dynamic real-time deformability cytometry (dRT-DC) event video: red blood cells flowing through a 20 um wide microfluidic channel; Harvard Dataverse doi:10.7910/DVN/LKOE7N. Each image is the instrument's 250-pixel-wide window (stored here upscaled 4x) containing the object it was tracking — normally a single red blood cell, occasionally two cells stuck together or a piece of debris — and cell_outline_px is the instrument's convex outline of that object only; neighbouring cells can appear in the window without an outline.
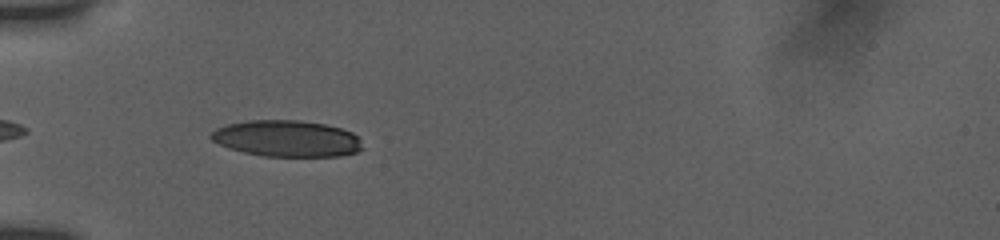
{"species": "human", "species_latin": "Homo sapiens", "temperature_condition": "room temperature", "stored_images_in_passage": 23, "camera_frame_rate_fps": 3000, "um_per_image_px": 0.085, "donor": {"sex": "female"}, "frame": {"image": 1, "passage_image": 2, "time_ms": 0.333, "image_size_px": [1000, 240], "cell_outline_px": [[364, 148], [356, 152], [340, 156], [264, 156], [244, 152], [228, 148], [212, 140], [208, 136], [216, 128], [228, 124], [248, 120], [300, 120], [324, 124], [340, 128], [352, 132], [360, 140]], "centroid_in_image_um": [24.37, 11.77], "position_along_channel_um": 60.6, "area_um2": 32.08}}
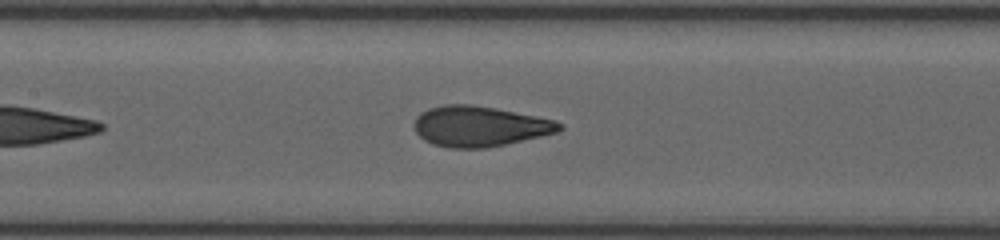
{"frame": {"image": 2, "passage_image": 10, "time_ms": 3.333, "image_size_px": [1000, 240], "cell_outline_px": [[564, 128], [556, 132], [540, 136], [488, 148], [448, 148], [432, 144], [424, 140], [416, 132], [412, 124], [416, 116], [420, 112], [428, 108], [444, 104], [472, 104], [496, 108], [556, 120], [564, 124]], "centroid_in_image_um": [40.73, 10.73], "position_along_channel_um": 166.7, "area_um2": 34.51}}
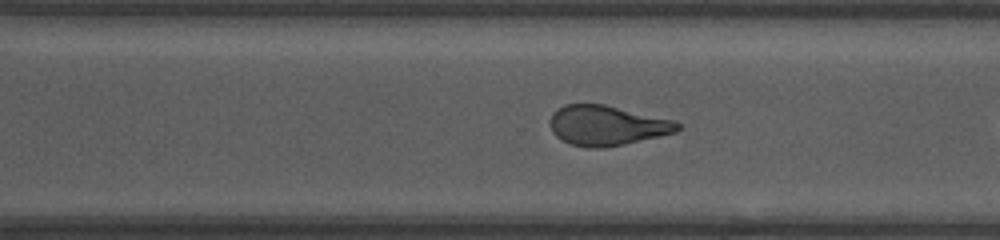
{"frame": {"image": 3, "passage_image": 19, "time_ms": 6.333, "image_size_px": [1000, 240], "cell_outline_px": [[680, 128], [676, 132], [624, 144], [604, 148], [588, 148], [572, 144], [556, 136], [552, 132], [548, 120], [552, 112], [556, 108], [564, 104], [604, 104], [676, 120], [680, 124]], "centroid_in_image_um": [51.56, 10.65], "position_along_channel_um": 319.0, "area_um2": 29.88}}